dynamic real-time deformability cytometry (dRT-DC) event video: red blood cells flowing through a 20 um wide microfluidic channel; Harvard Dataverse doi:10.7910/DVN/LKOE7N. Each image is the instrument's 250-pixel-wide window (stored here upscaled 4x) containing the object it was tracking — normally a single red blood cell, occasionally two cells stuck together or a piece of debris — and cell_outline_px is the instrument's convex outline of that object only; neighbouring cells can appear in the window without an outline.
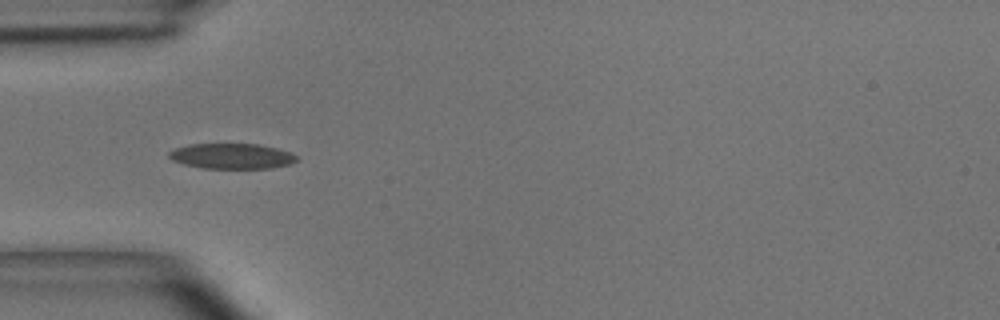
{"species": "common noctule bat (a hibernating species)", "species_latin": "Nyctalus noctula", "temperature_condition": "room temperature", "stored_images_in_passage": 4, "camera_frame_rate_fps": 3000, "um_per_image_px": 0.085, "animal": {"sex": "male", "body_mass_g": 15.6}, "frame": {"image": 1, "passage_image": 1, "time_ms": 0.0, "image_size_px": [1000, 320], "cell_outline_px": [[296, 160], [288, 164], [272, 168], [200, 168], [184, 164], [172, 160], [168, 156], [168, 152], [176, 148], [188, 144], [260, 144], [292, 152], [296, 156]], "centroid_in_image_um": [19.67, 13.26], "position_along_channel_um": 65.3, "area_um2": 18.84}}